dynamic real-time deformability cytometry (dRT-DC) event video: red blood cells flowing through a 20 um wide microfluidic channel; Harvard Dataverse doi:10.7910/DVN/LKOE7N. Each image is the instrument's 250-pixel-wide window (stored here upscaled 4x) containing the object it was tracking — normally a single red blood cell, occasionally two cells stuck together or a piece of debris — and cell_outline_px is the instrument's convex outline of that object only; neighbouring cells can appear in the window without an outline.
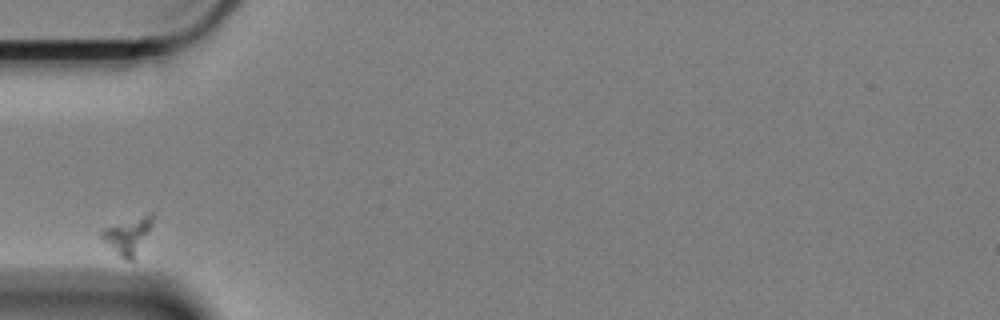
{"species": "Egyptian fruit bat (a non-hibernating species)", "species_latin": "Rousettus aegyptiacus", "temperature_condition": "cold", "stored_images_in_passage": 31, "camera_frame_rate_fps": 3000, "um_per_image_px": 0.085, "animal": {"sex": "female"}, "frame": {"image": 1, "passage_image": 1, "time_ms": 0.0, "image_size_px": [1000, 320], "cell_outline_px": [[156, 216], [148, 232], [132, 260], [128, 260], [120, 256], [100, 236], [100, 228], [148, 212], [152, 212]], "centroid_in_image_um": [10.87, 19.92], "position_along_channel_um": 74.1, "area_um2": 10.75}}
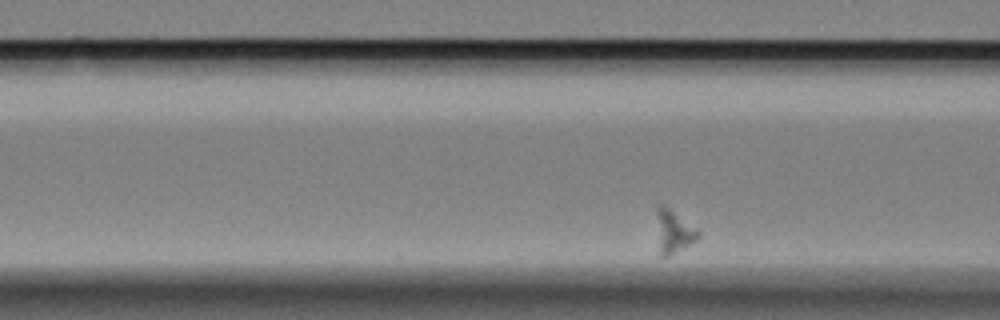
{"frame": {"image": 2, "passage_image": 5, "time_ms": 1.333, "image_size_px": [1000, 320], "cell_outline_px": [[700, 236], [696, 240], [668, 256], [660, 256], [656, 212], [656, 204], [664, 204], [696, 228], [700, 232]], "centroid_in_image_um": [57.24, 19.63], "position_along_channel_um": 109.4, "area_um2": 10.23}}
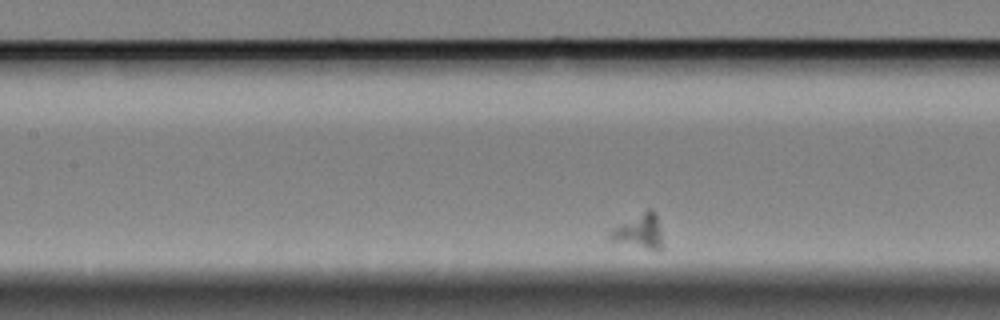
{"frame": {"image": 3, "passage_image": 10, "time_ms": 3.0, "image_size_px": [1000, 320], "cell_outline_px": [[664, 248], [648, 248], [612, 240], [608, 236], [620, 224], [648, 208], [652, 208], [656, 212], [660, 228]], "centroid_in_image_um": [54.42, 19.61], "position_along_channel_um": 153.0, "area_um2": 10.06}}